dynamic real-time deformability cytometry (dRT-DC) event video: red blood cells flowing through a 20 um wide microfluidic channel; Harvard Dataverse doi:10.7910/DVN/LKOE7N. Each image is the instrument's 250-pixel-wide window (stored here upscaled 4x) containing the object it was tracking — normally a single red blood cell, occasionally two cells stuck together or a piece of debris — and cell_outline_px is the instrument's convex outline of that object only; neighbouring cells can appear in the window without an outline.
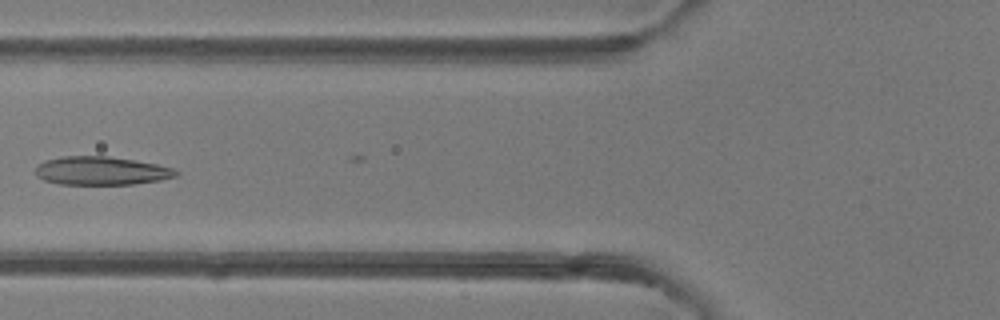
{"species": "common noctule bat (a hibernating species)", "species_latin": "Nyctalus noctula", "temperature_condition": "room temperature", "stored_images_in_passage": 6, "camera_frame_rate_fps": 3000, "um_per_image_px": 0.085, "animal": {"sex": "female"}, "frame": {"image": 1, "passage_image": 5, "time_ms": 4.667, "image_size_px": [1000, 320], "cell_outline_px": [[180, 172], [176, 176], [160, 180], [132, 184], [60, 184], [44, 180], [36, 176], [36, 164], [44, 160], [60, 156], [108, 156], [156, 164], [172, 168]], "centroid_in_image_um": [8.56, 14.51], "position_along_channel_um": 117.2, "area_um2": 23.24}}
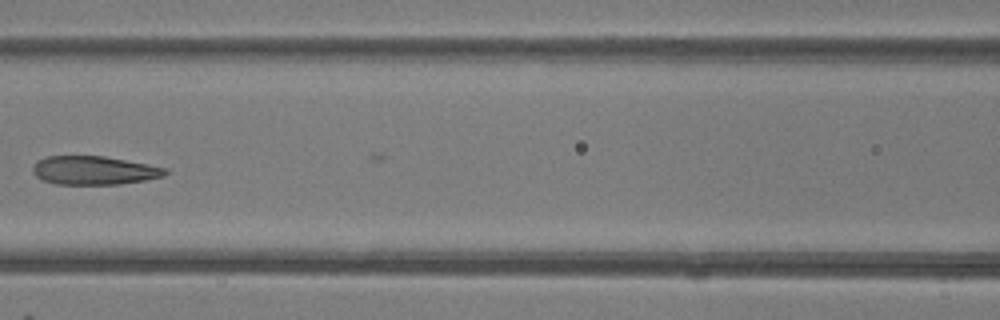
{"frame": {"image": 2, "passage_image": 6, "time_ms": 5.667, "image_size_px": [1000, 320], "cell_outline_px": [[168, 172], [164, 176], [144, 180], [120, 184], [56, 184], [44, 180], [36, 176], [32, 172], [32, 168], [36, 160], [48, 156], [104, 156], [148, 164], [168, 168]], "centroid_in_image_um": [7.99, 14.48], "position_along_channel_um": 158.6, "area_um2": 22.08}}